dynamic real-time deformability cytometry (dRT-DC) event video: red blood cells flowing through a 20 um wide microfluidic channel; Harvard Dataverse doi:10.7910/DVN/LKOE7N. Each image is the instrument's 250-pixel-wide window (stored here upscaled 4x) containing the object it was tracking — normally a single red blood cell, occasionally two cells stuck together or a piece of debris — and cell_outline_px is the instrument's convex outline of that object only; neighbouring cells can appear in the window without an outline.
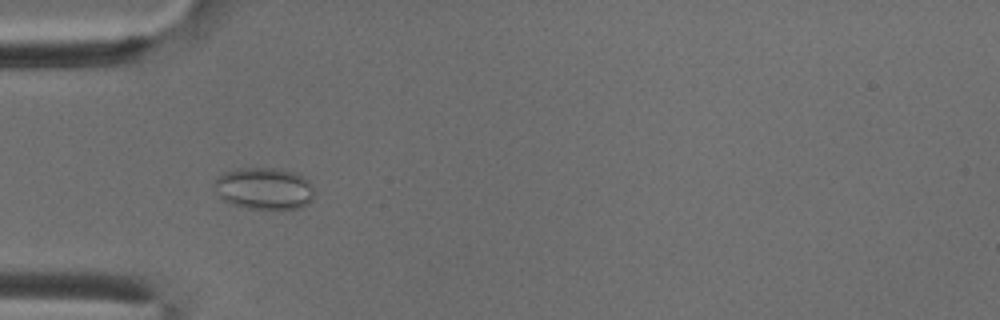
{"species": "common noctule bat (a hibernating species)", "species_latin": "Nyctalus noctula", "temperature_condition": "cold", "stored_images_in_passage": 38, "camera_frame_rate_fps": 3000, "um_per_image_px": 0.085, "animal": {"sex": "male", "body_mass_g": 18.8}, "frame": {"image": 1, "passage_image": 2, "time_ms": 0.333, "image_size_px": [1000, 320], "cell_outline_px": [[312, 200], [308, 204], [300, 208], [244, 208], [228, 204], [220, 196], [216, 188], [216, 180], [224, 172], [236, 168], [284, 168], [296, 172], [304, 176], [308, 180], [312, 188]], "centroid_in_image_um": [22.48, 16.01], "position_along_channel_um": 62.5, "area_um2": 24.39}}
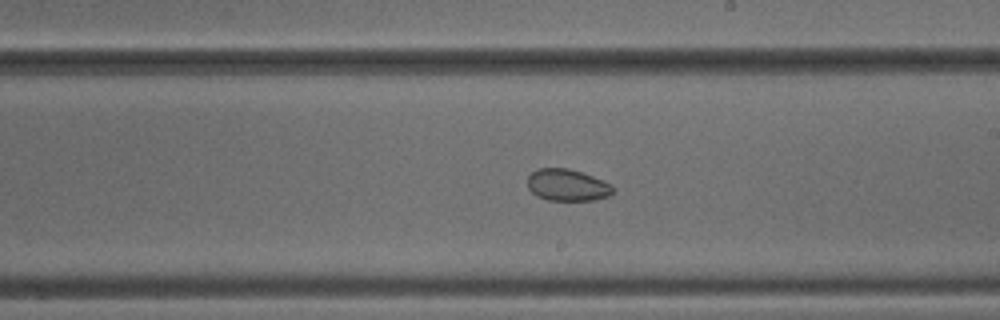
{"frame": {"image": 2, "passage_image": 16, "time_ms": 5.0, "image_size_px": [1000, 320], "cell_outline_px": [[612, 192], [608, 196], [596, 200], [548, 200], [536, 196], [528, 188], [528, 176], [536, 168], [568, 168], [592, 176], [612, 184]], "centroid_in_image_um": [48.19, 15.73], "position_along_channel_um": 240.8, "area_um2": 15.78}}
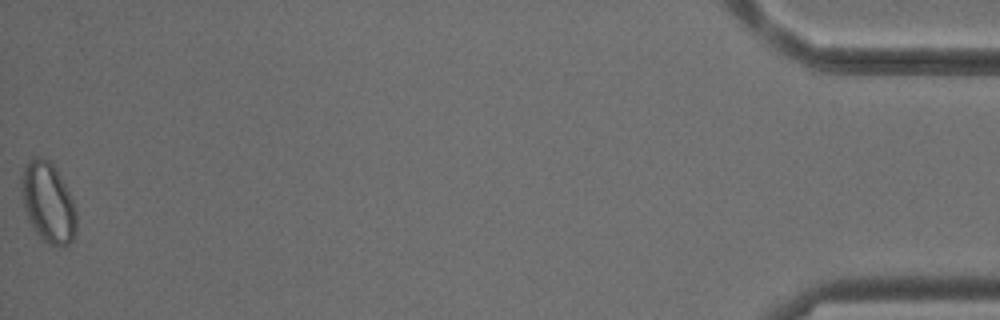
{"frame": {"image": 3, "passage_image": 38, "time_ms": 12.333, "image_size_px": [1000, 320], "cell_outline_px": [[76, 232], [72, 240], [68, 244], [60, 248], [48, 244], [32, 228], [28, 220], [24, 208], [20, 192], [20, 184], [24, 168], [28, 160], [36, 156], [40, 156], [48, 160], [56, 168], [76, 208]], "centroid_in_image_um": [4.07, 17.23], "position_along_channel_um": 431.1, "area_um2": 25.84}, "authors_computed_cell_mechanics": {"area_um2": 17.8313, "velocity_mm_per_s": 3.8613, "shape_relaxation_time_tau1_ms": null, "shape_relaxation_time_tau2_ms": 4.1478, "deformation_change_tau1": null, "deformation_change_tau2": 0.0607}}